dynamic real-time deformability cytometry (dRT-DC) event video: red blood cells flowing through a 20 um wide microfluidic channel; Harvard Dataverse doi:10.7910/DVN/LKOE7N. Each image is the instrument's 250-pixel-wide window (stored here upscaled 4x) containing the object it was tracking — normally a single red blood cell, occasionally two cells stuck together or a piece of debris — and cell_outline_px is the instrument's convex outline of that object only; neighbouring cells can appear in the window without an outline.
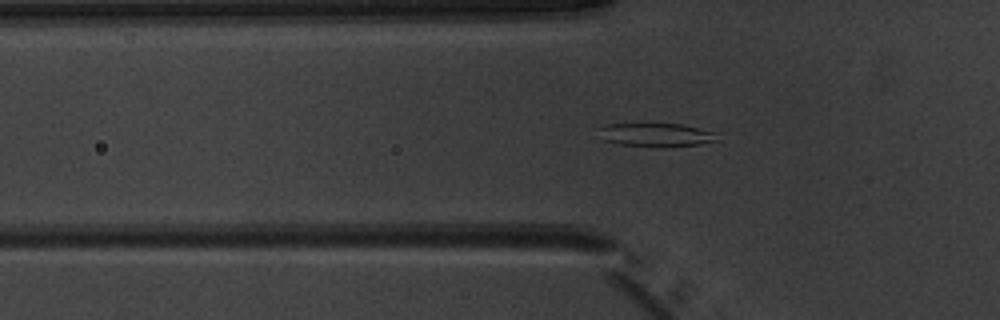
{"species": "common noctule bat (a hibernating species)", "species_latin": "Nyctalus noctula", "temperature_condition": "warm", "stored_images_in_passage": 52, "camera_frame_rate_fps": 3000, "um_per_image_px": 0.085, "animal": {"sex": "male", "body_mass_g": 20.1, "forearm_length_mm": 53.5}, "frame": {"image": 1, "passage_image": 17, "time_ms": 5.333, "image_size_px": [1000, 320], "cell_outline_px": [[720, 132], [716, 140], [700, 144], [660, 148], [620, 144], [604, 140], [600, 128], [604, 124], [680, 124]], "centroid_in_image_um": [55.85, 11.47], "position_along_channel_um": 69.9, "area_um2": 16.3}}
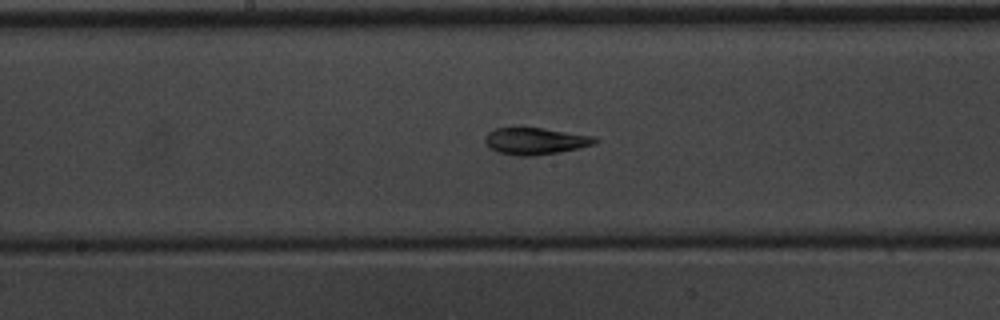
{"frame": {"image": 2, "passage_image": 27, "time_ms": 8.667, "image_size_px": [1000, 320], "cell_outline_px": [[600, 140], [596, 144], [536, 156], [516, 156], [496, 152], [484, 140], [484, 136], [488, 132], [496, 128], [520, 124], [596, 136]], "centroid_in_image_um": [45.48, 11.94], "position_along_channel_um": 202.7, "area_um2": 17.98}}
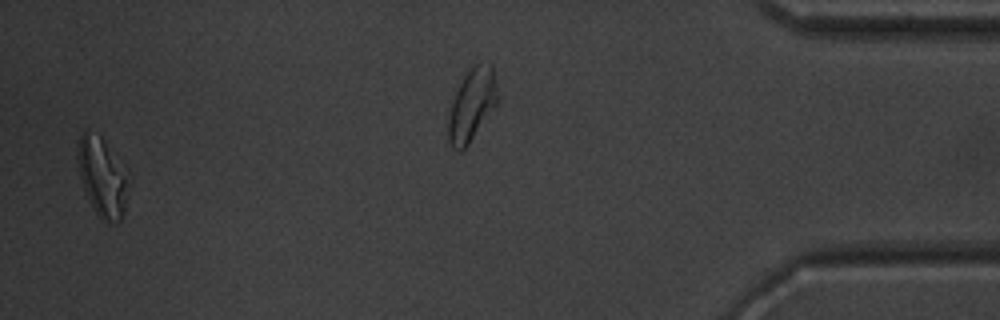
{"frame": {"image": 3, "passage_image": 50, "time_ms": 16.333, "image_size_px": [1000, 320], "cell_outline_px": [[128, 188], [124, 212], [120, 220], [108, 224], [100, 220], [84, 188], [80, 176], [76, 160], [76, 156], [80, 136], [84, 128], [100, 136], [104, 140], [128, 168]], "centroid_in_image_um": [8.72, 15.01], "position_along_channel_um": 426.5, "area_um2": 23.81}, "authors_computed_cell_mechanics": {"area_um2": 18.3226, "velocity_mm_per_s": 3.975, "shape_relaxation_time_tau1_ms": 7.9586, "shape_relaxation_time_tau2_ms": 1.5074, "deformation_change_tau1": 0.1944, "deformation_change_tau2": 0.0709}}